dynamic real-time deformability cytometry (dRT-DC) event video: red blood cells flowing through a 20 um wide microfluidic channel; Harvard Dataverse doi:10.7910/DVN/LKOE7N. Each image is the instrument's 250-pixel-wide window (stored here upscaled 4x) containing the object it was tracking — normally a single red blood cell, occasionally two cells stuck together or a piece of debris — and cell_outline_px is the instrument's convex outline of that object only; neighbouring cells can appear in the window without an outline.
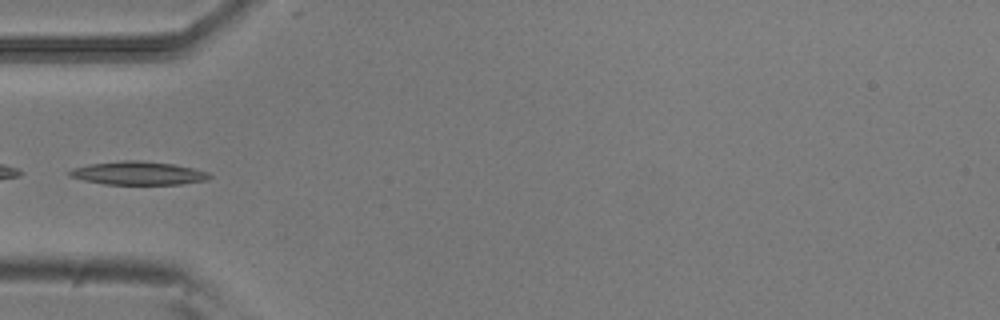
{"species": "common noctule bat (a hibernating species)", "species_latin": "Nyctalus noctula", "temperature_condition": "room temperature", "stored_images_in_passage": 36, "camera_frame_rate_fps": 3000, "um_per_image_px": 0.085, "animal": {"sex": "male", "body_mass_g": 20.5, "forearm_length_mm": 52.5}, "frame": {"image": 1, "passage_image": 1, "time_ms": 0.0, "image_size_px": [1000, 320], "cell_outline_px": [[212, 176], [204, 180], [180, 184], [108, 184], [84, 180], [72, 176], [68, 172], [76, 168], [92, 164], [124, 160], [132, 160], [172, 164], [192, 168], [208, 172]], "centroid_in_image_um": [11.79, 14.72], "position_along_channel_um": 73.2, "area_um2": 18.38}}